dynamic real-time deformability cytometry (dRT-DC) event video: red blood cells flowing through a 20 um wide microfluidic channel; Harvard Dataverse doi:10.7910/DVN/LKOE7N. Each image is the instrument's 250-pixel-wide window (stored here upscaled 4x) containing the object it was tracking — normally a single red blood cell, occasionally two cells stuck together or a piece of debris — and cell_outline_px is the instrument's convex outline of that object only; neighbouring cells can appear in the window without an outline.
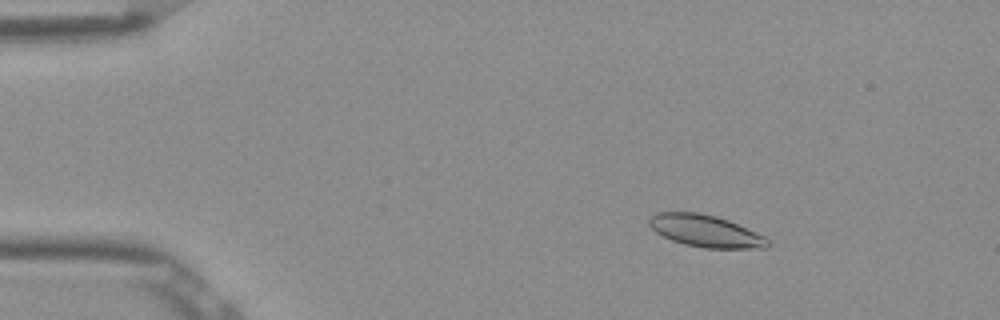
{"species": "Egyptian fruit bat (a non-hibernating species)", "species_latin": "Rousettus aegyptiacus", "temperature_condition": "room temperature", "stored_images_in_passage": 54, "camera_frame_rate_fps": 3000, "um_per_image_px": 0.085, "frame": {"image": 1, "passage_image": 9, "time_ms": 2.667, "image_size_px": [1000, 320], "cell_outline_px": [[768, 248], [704, 248], [684, 244], [672, 240], [656, 232], [648, 224], [648, 220], [656, 212], [696, 212], [716, 216], [728, 220], [764, 236], [768, 240]], "centroid_in_image_um": [59.94, 19.63], "position_along_channel_um": 25.1, "area_um2": 21.91}}
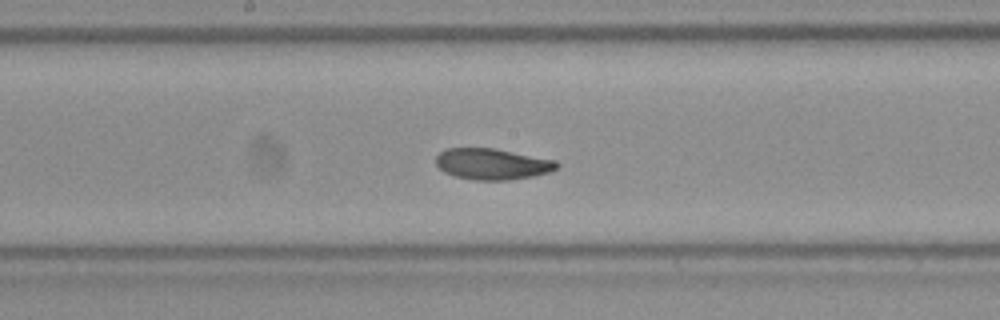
{"frame": {"image": 2, "passage_image": 29, "time_ms": 9.333, "image_size_px": [1000, 320], "cell_outline_px": [[560, 164], [556, 168], [548, 172], [532, 176], [508, 180], [472, 180], [456, 176], [444, 172], [436, 164], [436, 156], [444, 148], [496, 148], [556, 160]], "centroid_in_image_um": [41.83, 13.93], "position_along_channel_um": 206.4, "area_um2": 21.96}}
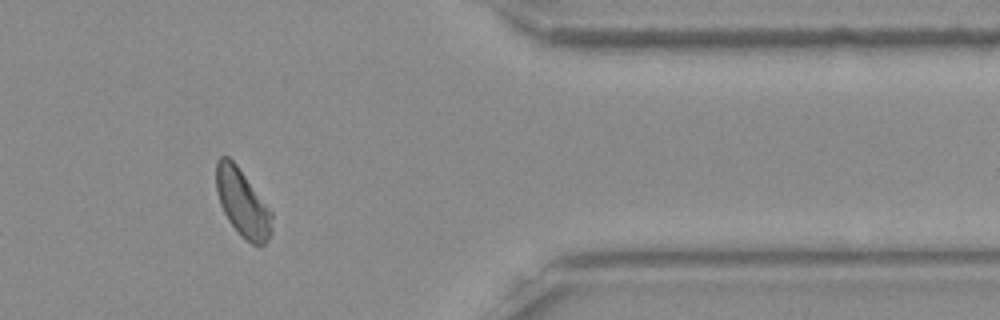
{"frame": {"image": 3, "passage_image": 45, "time_ms": 14.667, "image_size_px": [1000, 320], "cell_outline_px": [[272, 232], [268, 240], [264, 244], [252, 244], [240, 236], [228, 220], [220, 204], [216, 188], [216, 160], [220, 156], [228, 156], [236, 164], [272, 212]], "centroid_in_image_um": [20.6, 17.26], "position_along_channel_um": 390.8, "area_um2": 21.73}, "authors_computed_cell_mechanics": {"area_um2": 21.9351, "velocity_mm_per_s": 3.855, "shape_relaxation_time_tau1_ms": 10.0924, "shape_relaxation_time_tau2_ms": 2.9974, "deformation_change_tau1": 0.2152, "deformation_change_tau2": 0.0814}}